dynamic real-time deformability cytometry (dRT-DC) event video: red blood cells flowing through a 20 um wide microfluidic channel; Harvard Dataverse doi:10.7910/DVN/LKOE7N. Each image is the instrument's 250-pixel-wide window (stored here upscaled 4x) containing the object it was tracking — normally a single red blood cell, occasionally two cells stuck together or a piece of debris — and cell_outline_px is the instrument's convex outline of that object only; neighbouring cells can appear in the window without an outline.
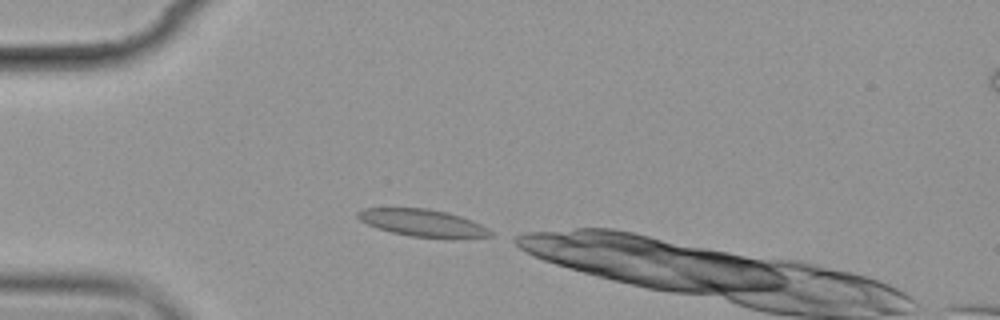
{"species": "common noctule bat (a hibernating species)", "species_latin": "Nyctalus noctula", "temperature_condition": "cold", "stored_images_in_passage": 1, "camera_frame_rate_fps": 3000, "um_per_image_px": 0.085, "animal": {"sex": "female", "body_mass_g": 19.9}, "frame": {"image": 1, "passage_image": 1, "time_ms": 0.0, "image_size_px": [1000, 320], "cell_outline_px": [[492, 236], [452, 240], [408, 236], [376, 228], [360, 220], [356, 216], [356, 212], [364, 208], [428, 208], [460, 216], [472, 220], [488, 228], [492, 232]], "centroid_in_image_um": [35.96, 18.98], "position_along_channel_um": 49.0, "area_um2": 21.5}}